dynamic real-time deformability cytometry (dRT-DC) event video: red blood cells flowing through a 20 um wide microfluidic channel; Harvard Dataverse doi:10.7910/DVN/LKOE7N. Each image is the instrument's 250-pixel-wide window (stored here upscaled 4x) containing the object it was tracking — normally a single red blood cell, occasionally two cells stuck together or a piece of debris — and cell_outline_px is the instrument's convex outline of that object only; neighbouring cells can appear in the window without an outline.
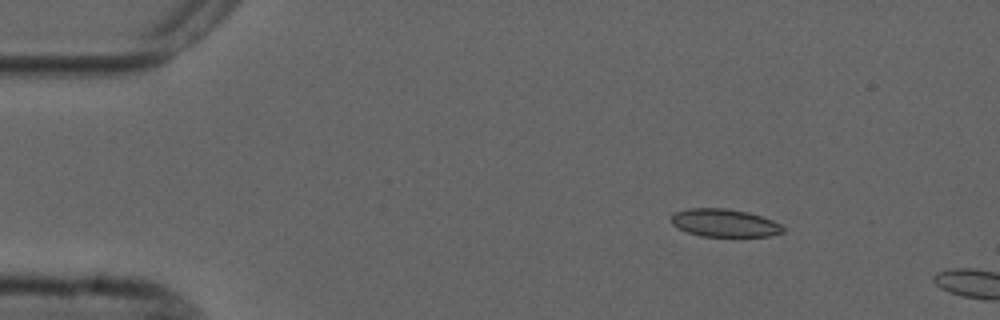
{"species": "common noctule bat (a hibernating species)", "species_latin": "Nyctalus noctula", "temperature_condition": "cold", "stored_images_in_passage": 5, "camera_frame_rate_fps": 3000, "um_per_image_px": 0.085, "animal": {"sex": "male", "forearm_length_mm": 52.5}, "frame": {"image": 1, "passage_image": 3, "time_ms": 2.333, "image_size_px": [1000, 320], "cell_outline_px": [[784, 232], [772, 236], [700, 236], [676, 228], [672, 224], [672, 212], [688, 208], [728, 208], [748, 212], [772, 220], [780, 224], [784, 228]], "centroid_in_image_um": [61.56, 18.94], "position_along_channel_um": 23.4, "area_um2": 18.26}}